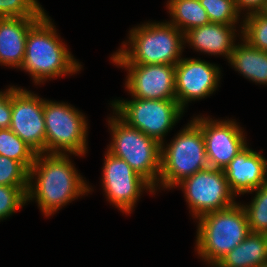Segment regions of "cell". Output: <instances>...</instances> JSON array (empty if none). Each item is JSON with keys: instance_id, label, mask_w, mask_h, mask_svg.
Listing matches in <instances>:
<instances>
[{"instance_id": "cell-1", "label": "cell", "mask_w": 267, "mask_h": 267, "mask_svg": "<svg viewBox=\"0 0 267 267\" xmlns=\"http://www.w3.org/2000/svg\"><path fill=\"white\" fill-rule=\"evenodd\" d=\"M67 154H36L29 170L27 201L36 198L41 211L49 216L76 199L89 192L82 177L77 173ZM37 175V182L32 179ZM89 188V189H88Z\"/></svg>"}, {"instance_id": "cell-2", "label": "cell", "mask_w": 267, "mask_h": 267, "mask_svg": "<svg viewBox=\"0 0 267 267\" xmlns=\"http://www.w3.org/2000/svg\"><path fill=\"white\" fill-rule=\"evenodd\" d=\"M39 84L47 78L75 73L81 65L60 42L51 19L45 14L28 32L25 57L20 67Z\"/></svg>"}, {"instance_id": "cell-3", "label": "cell", "mask_w": 267, "mask_h": 267, "mask_svg": "<svg viewBox=\"0 0 267 267\" xmlns=\"http://www.w3.org/2000/svg\"><path fill=\"white\" fill-rule=\"evenodd\" d=\"M131 49L123 45L111 58L116 64H171L181 59L184 34L171 23H147L130 30ZM183 43V44H182ZM125 47V48H124Z\"/></svg>"}, {"instance_id": "cell-4", "label": "cell", "mask_w": 267, "mask_h": 267, "mask_svg": "<svg viewBox=\"0 0 267 267\" xmlns=\"http://www.w3.org/2000/svg\"><path fill=\"white\" fill-rule=\"evenodd\" d=\"M197 230L198 254L212 266L250 234L247 214L237 203L200 216Z\"/></svg>"}, {"instance_id": "cell-5", "label": "cell", "mask_w": 267, "mask_h": 267, "mask_svg": "<svg viewBox=\"0 0 267 267\" xmlns=\"http://www.w3.org/2000/svg\"><path fill=\"white\" fill-rule=\"evenodd\" d=\"M164 148L161 145L158 181L165 188H173L184 179L209 167L204 136L194 120Z\"/></svg>"}, {"instance_id": "cell-6", "label": "cell", "mask_w": 267, "mask_h": 267, "mask_svg": "<svg viewBox=\"0 0 267 267\" xmlns=\"http://www.w3.org/2000/svg\"><path fill=\"white\" fill-rule=\"evenodd\" d=\"M108 122L113 132V142L107 151L125 160L155 190V186L159 183L157 177L160 174L161 144L137 128L129 126L118 115Z\"/></svg>"}, {"instance_id": "cell-7", "label": "cell", "mask_w": 267, "mask_h": 267, "mask_svg": "<svg viewBox=\"0 0 267 267\" xmlns=\"http://www.w3.org/2000/svg\"><path fill=\"white\" fill-rule=\"evenodd\" d=\"M44 120L47 153H86L87 122L81 112L65 103L44 100Z\"/></svg>"}, {"instance_id": "cell-8", "label": "cell", "mask_w": 267, "mask_h": 267, "mask_svg": "<svg viewBox=\"0 0 267 267\" xmlns=\"http://www.w3.org/2000/svg\"><path fill=\"white\" fill-rule=\"evenodd\" d=\"M114 110L129 126L163 144V136L179 120L183 109L176 99L155 100L134 98L130 101L115 100Z\"/></svg>"}, {"instance_id": "cell-9", "label": "cell", "mask_w": 267, "mask_h": 267, "mask_svg": "<svg viewBox=\"0 0 267 267\" xmlns=\"http://www.w3.org/2000/svg\"><path fill=\"white\" fill-rule=\"evenodd\" d=\"M182 186L194 218L207 213L224 210L235 203L223 169L208 167L178 184Z\"/></svg>"}, {"instance_id": "cell-10", "label": "cell", "mask_w": 267, "mask_h": 267, "mask_svg": "<svg viewBox=\"0 0 267 267\" xmlns=\"http://www.w3.org/2000/svg\"><path fill=\"white\" fill-rule=\"evenodd\" d=\"M10 129L37 154L46 152L44 100L24 89L11 87Z\"/></svg>"}, {"instance_id": "cell-11", "label": "cell", "mask_w": 267, "mask_h": 267, "mask_svg": "<svg viewBox=\"0 0 267 267\" xmlns=\"http://www.w3.org/2000/svg\"><path fill=\"white\" fill-rule=\"evenodd\" d=\"M103 187L108 201L125 213H129L135 206L142 190L154 187L140 174L134 171L129 164L107 151L103 167Z\"/></svg>"}, {"instance_id": "cell-12", "label": "cell", "mask_w": 267, "mask_h": 267, "mask_svg": "<svg viewBox=\"0 0 267 267\" xmlns=\"http://www.w3.org/2000/svg\"><path fill=\"white\" fill-rule=\"evenodd\" d=\"M128 71L126 87L133 98L176 99L175 65L171 64H117Z\"/></svg>"}, {"instance_id": "cell-13", "label": "cell", "mask_w": 267, "mask_h": 267, "mask_svg": "<svg viewBox=\"0 0 267 267\" xmlns=\"http://www.w3.org/2000/svg\"><path fill=\"white\" fill-rule=\"evenodd\" d=\"M193 120L202 130L209 167L224 169L246 147L242 129L234 121Z\"/></svg>"}, {"instance_id": "cell-14", "label": "cell", "mask_w": 267, "mask_h": 267, "mask_svg": "<svg viewBox=\"0 0 267 267\" xmlns=\"http://www.w3.org/2000/svg\"><path fill=\"white\" fill-rule=\"evenodd\" d=\"M219 67L198 59H182L175 65L176 100L184 110L190 100L212 94L218 86Z\"/></svg>"}, {"instance_id": "cell-15", "label": "cell", "mask_w": 267, "mask_h": 267, "mask_svg": "<svg viewBox=\"0 0 267 267\" xmlns=\"http://www.w3.org/2000/svg\"><path fill=\"white\" fill-rule=\"evenodd\" d=\"M223 170L235 195L252 193L255 188L267 184V160L247 146Z\"/></svg>"}, {"instance_id": "cell-16", "label": "cell", "mask_w": 267, "mask_h": 267, "mask_svg": "<svg viewBox=\"0 0 267 267\" xmlns=\"http://www.w3.org/2000/svg\"><path fill=\"white\" fill-rule=\"evenodd\" d=\"M42 17L0 18V63L21 67L29 30Z\"/></svg>"}, {"instance_id": "cell-17", "label": "cell", "mask_w": 267, "mask_h": 267, "mask_svg": "<svg viewBox=\"0 0 267 267\" xmlns=\"http://www.w3.org/2000/svg\"><path fill=\"white\" fill-rule=\"evenodd\" d=\"M234 32V25L210 22L188 30L184 39L201 52L223 54L229 60L235 46Z\"/></svg>"}, {"instance_id": "cell-18", "label": "cell", "mask_w": 267, "mask_h": 267, "mask_svg": "<svg viewBox=\"0 0 267 267\" xmlns=\"http://www.w3.org/2000/svg\"><path fill=\"white\" fill-rule=\"evenodd\" d=\"M267 264V235L250 234L230 252L224 255L215 267H260Z\"/></svg>"}, {"instance_id": "cell-19", "label": "cell", "mask_w": 267, "mask_h": 267, "mask_svg": "<svg viewBox=\"0 0 267 267\" xmlns=\"http://www.w3.org/2000/svg\"><path fill=\"white\" fill-rule=\"evenodd\" d=\"M244 43L234 46L229 62L245 78L267 85V51L253 48L246 41Z\"/></svg>"}, {"instance_id": "cell-20", "label": "cell", "mask_w": 267, "mask_h": 267, "mask_svg": "<svg viewBox=\"0 0 267 267\" xmlns=\"http://www.w3.org/2000/svg\"><path fill=\"white\" fill-rule=\"evenodd\" d=\"M168 2L167 8L173 17L170 23L183 34L192 28L210 23L206 10L199 0H170Z\"/></svg>"}, {"instance_id": "cell-21", "label": "cell", "mask_w": 267, "mask_h": 267, "mask_svg": "<svg viewBox=\"0 0 267 267\" xmlns=\"http://www.w3.org/2000/svg\"><path fill=\"white\" fill-rule=\"evenodd\" d=\"M36 152L21 140L10 128L0 129V155L19 161L28 171Z\"/></svg>"}, {"instance_id": "cell-22", "label": "cell", "mask_w": 267, "mask_h": 267, "mask_svg": "<svg viewBox=\"0 0 267 267\" xmlns=\"http://www.w3.org/2000/svg\"><path fill=\"white\" fill-rule=\"evenodd\" d=\"M247 14L241 31L243 41L253 48L267 51V13L262 11Z\"/></svg>"}, {"instance_id": "cell-23", "label": "cell", "mask_w": 267, "mask_h": 267, "mask_svg": "<svg viewBox=\"0 0 267 267\" xmlns=\"http://www.w3.org/2000/svg\"><path fill=\"white\" fill-rule=\"evenodd\" d=\"M257 191L250 205L244 210L247 214L250 232L267 235V184L255 188Z\"/></svg>"}, {"instance_id": "cell-24", "label": "cell", "mask_w": 267, "mask_h": 267, "mask_svg": "<svg viewBox=\"0 0 267 267\" xmlns=\"http://www.w3.org/2000/svg\"><path fill=\"white\" fill-rule=\"evenodd\" d=\"M206 10L210 22L235 25L239 11L235 0H199Z\"/></svg>"}, {"instance_id": "cell-25", "label": "cell", "mask_w": 267, "mask_h": 267, "mask_svg": "<svg viewBox=\"0 0 267 267\" xmlns=\"http://www.w3.org/2000/svg\"><path fill=\"white\" fill-rule=\"evenodd\" d=\"M45 14L37 0H0V18L43 17Z\"/></svg>"}, {"instance_id": "cell-26", "label": "cell", "mask_w": 267, "mask_h": 267, "mask_svg": "<svg viewBox=\"0 0 267 267\" xmlns=\"http://www.w3.org/2000/svg\"><path fill=\"white\" fill-rule=\"evenodd\" d=\"M0 185L28 186L29 171L19 161L0 155Z\"/></svg>"}, {"instance_id": "cell-27", "label": "cell", "mask_w": 267, "mask_h": 267, "mask_svg": "<svg viewBox=\"0 0 267 267\" xmlns=\"http://www.w3.org/2000/svg\"><path fill=\"white\" fill-rule=\"evenodd\" d=\"M28 186L0 185V220L15 213L27 201Z\"/></svg>"}, {"instance_id": "cell-28", "label": "cell", "mask_w": 267, "mask_h": 267, "mask_svg": "<svg viewBox=\"0 0 267 267\" xmlns=\"http://www.w3.org/2000/svg\"><path fill=\"white\" fill-rule=\"evenodd\" d=\"M11 87L5 92H0V129H8L11 125Z\"/></svg>"}, {"instance_id": "cell-29", "label": "cell", "mask_w": 267, "mask_h": 267, "mask_svg": "<svg viewBox=\"0 0 267 267\" xmlns=\"http://www.w3.org/2000/svg\"><path fill=\"white\" fill-rule=\"evenodd\" d=\"M235 3L239 12L241 8L248 9V13L262 12L267 7V0H235Z\"/></svg>"}]
</instances>
